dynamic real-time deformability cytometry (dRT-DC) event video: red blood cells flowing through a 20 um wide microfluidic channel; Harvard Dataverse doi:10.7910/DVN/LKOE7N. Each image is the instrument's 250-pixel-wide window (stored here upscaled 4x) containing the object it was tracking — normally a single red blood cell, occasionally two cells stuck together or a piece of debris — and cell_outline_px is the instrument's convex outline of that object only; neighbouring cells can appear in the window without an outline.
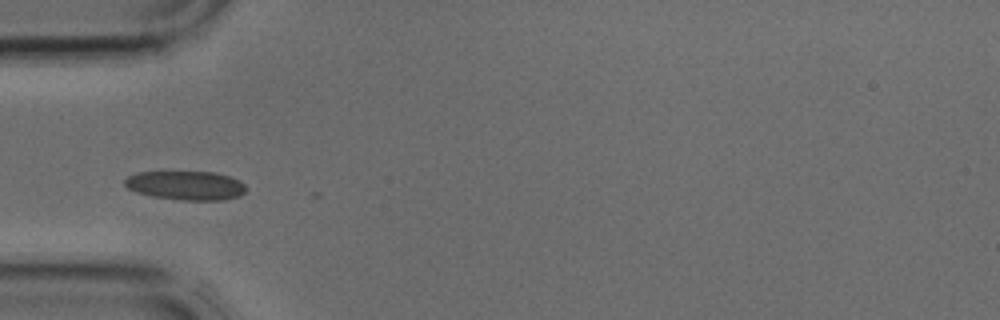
{"species": "common noctule bat (a hibernating species)", "species_latin": "Nyctalus noctula", "temperature_condition": "cold", "stored_images_in_passage": 4, "camera_frame_rate_fps": 3000, "um_per_image_px": 0.085, "animal": {"sex": "male", "body_mass_g": 17.9, "forearm_length_mm": 54.2}, "frame": {"image": 1, "passage_image": 3, "time_ms": 0.667, "image_size_px": [1000, 320], "cell_outline_px": [[244, 192], [240, 196], [220, 200], [184, 200], [152, 196], [136, 192], [128, 188], [124, 184], [124, 180], [128, 176], [136, 172], [212, 172], [228, 176], [244, 184]], "centroid_in_image_um": [15.75, 15.76], "position_along_channel_um": 69.3, "area_um2": 20.23}}